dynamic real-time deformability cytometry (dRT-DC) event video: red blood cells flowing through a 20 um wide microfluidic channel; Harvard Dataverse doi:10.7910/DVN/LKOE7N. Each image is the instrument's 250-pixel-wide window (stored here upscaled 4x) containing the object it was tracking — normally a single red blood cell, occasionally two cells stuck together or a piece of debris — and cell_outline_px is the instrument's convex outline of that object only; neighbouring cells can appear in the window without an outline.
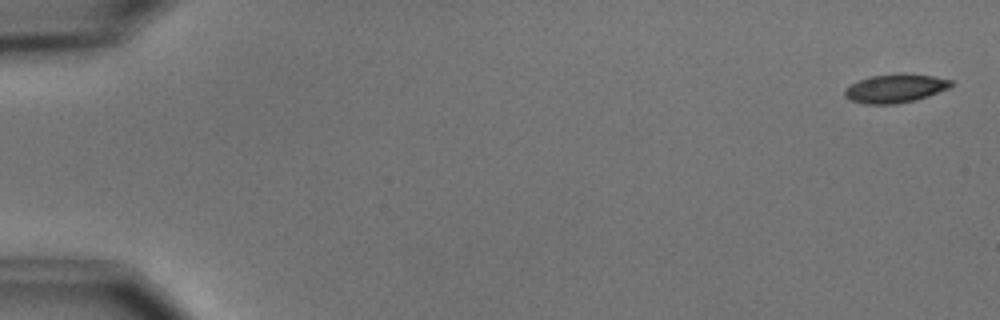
{"species": "common noctule bat (a hibernating species)", "species_latin": "Nyctalus noctula", "temperature_condition": "cold", "stored_images_in_passage": 5, "camera_frame_rate_fps": 3000, "um_per_image_px": 0.085, "animal": {"sex": "male", "body_mass_g": 15.6}, "frame": {"image": 1, "passage_image": 1, "time_ms": 0.0, "image_size_px": [1000, 320], "cell_outline_px": [[952, 84], [948, 88], [916, 100], [896, 104], [864, 104], [852, 100], [844, 96], [844, 92], [852, 84], [860, 80], [872, 76], [900, 72], [904, 72], [932, 76], [952, 80]], "centroid_in_image_um": [76.11, 7.5], "position_along_channel_um": 8.9, "area_um2": 17.63}}
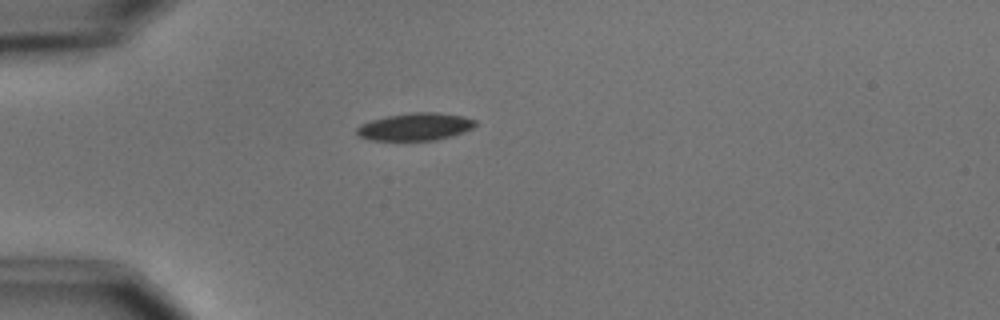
{"frame": {"image": 2, "passage_image": 5, "time_ms": 4.667, "image_size_px": [1000, 320], "cell_outline_px": [[476, 124], [472, 128], [464, 132], [452, 136], [436, 140], [372, 140], [360, 136], [356, 132], [356, 128], [372, 120], [388, 116], [408, 112], [436, 112], [460, 116], [476, 120]], "centroid_in_image_um": [35.32, 10.77], "position_along_channel_um": 49.7, "area_um2": 18.79}}